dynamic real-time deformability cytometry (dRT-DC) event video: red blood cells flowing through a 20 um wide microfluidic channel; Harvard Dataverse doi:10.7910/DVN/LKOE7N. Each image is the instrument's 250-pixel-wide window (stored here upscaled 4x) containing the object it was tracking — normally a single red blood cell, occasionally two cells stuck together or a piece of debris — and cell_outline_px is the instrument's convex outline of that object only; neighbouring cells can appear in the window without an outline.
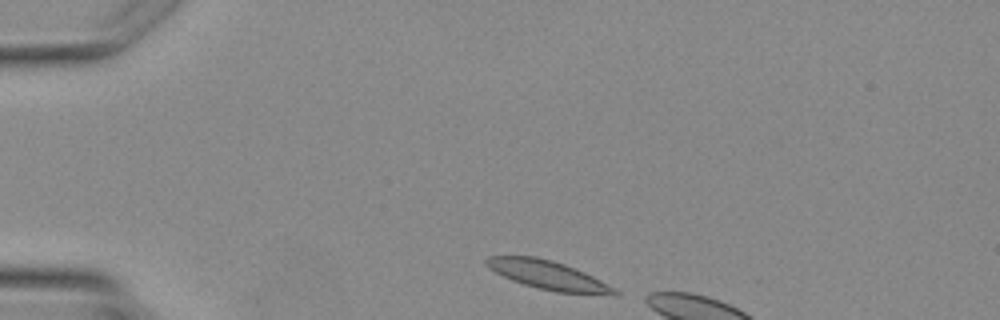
{"species": "Egyptian fruit bat (a non-hibernating species)", "species_latin": "Rousettus aegyptiacus", "temperature_condition": "warm", "stored_images_in_passage": 3, "camera_frame_rate_fps": 3000, "um_per_image_px": 0.085, "animal": {"sex": "female"}, "frame": {"image": 1, "passage_image": 1, "time_ms": 0.0, "image_size_px": [1000, 320], "cell_outline_px": [[620, 292], [556, 292], [536, 288], [512, 280], [488, 268], [484, 264], [484, 260], [488, 256], [532, 256], [552, 260], [576, 268], [600, 280]], "centroid_in_image_um": [46.41, 23.33], "position_along_channel_um": 38.6, "area_um2": 20.63}}